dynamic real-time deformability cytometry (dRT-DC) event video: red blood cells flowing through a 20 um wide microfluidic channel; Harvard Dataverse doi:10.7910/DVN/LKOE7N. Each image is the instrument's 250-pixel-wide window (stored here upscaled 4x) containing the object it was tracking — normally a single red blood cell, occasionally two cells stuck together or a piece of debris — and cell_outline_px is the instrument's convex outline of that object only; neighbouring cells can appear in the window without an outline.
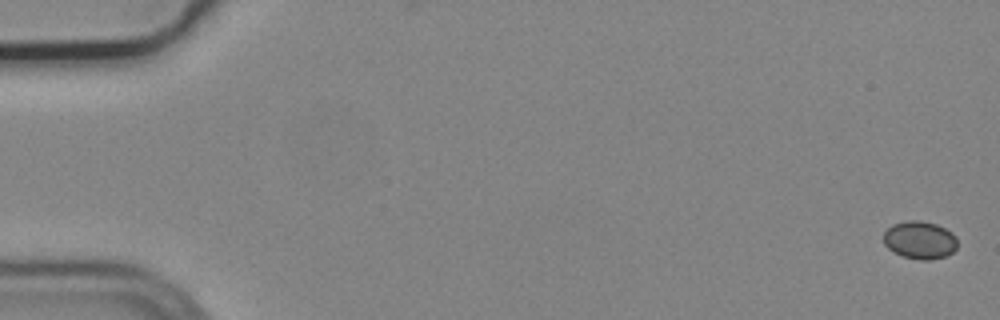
{"species": "common noctule bat (a hibernating species)", "species_latin": "Nyctalus noctula", "temperature_condition": "cold", "stored_images_in_passage": 13, "camera_frame_rate_fps": 3000, "um_per_image_px": 0.085, "animal": {"sex": "male", "body_mass_g": 19.2, "forearm_length_mm": 51.8}, "frame": {"image": 1, "passage_image": 1, "time_ms": 0.0, "image_size_px": [1000, 320], "cell_outline_px": [[956, 248], [948, 256], [932, 260], [920, 260], [904, 256], [888, 248], [884, 244], [884, 232], [892, 224], [908, 220], [920, 220], [936, 224], [952, 232], [956, 236]], "centroid_in_image_um": [78.2, 20.4], "position_along_channel_um": 6.8, "area_um2": 16.3}}